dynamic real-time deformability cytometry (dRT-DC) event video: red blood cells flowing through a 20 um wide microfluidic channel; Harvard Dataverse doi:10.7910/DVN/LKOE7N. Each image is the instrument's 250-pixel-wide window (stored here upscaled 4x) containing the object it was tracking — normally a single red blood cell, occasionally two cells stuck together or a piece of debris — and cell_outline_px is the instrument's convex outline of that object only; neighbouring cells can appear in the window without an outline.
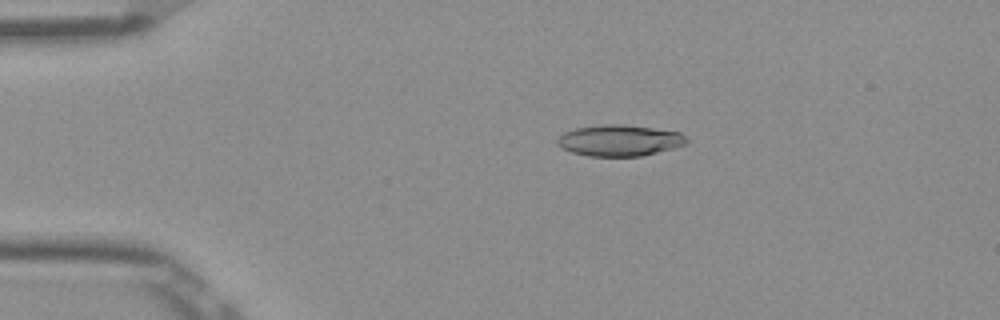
{"species": "Egyptian fruit bat (a non-hibernating species)", "species_latin": "Rousettus aegyptiacus", "temperature_condition": "room temperature", "stored_images_in_passage": 52, "camera_frame_rate_fps": 3000, "um_per_image_px": 0.085, "frame": {"image": 1, "passage_image": 10, "time_ms": 3.0, "image_size_px": [1000, 320], "cell_outline_px": [[688, 144], [640, 156], [588, 156], [572, 152], [556, 144], [556, 140], [564, 132], [576, 128], [604, 124], [624, 124], [680, 132], [688, 140]], "centroid_in_image_um": [52.65, 11.93], "position_along_channel_um": 32.3, "area_um2": 23.35}}
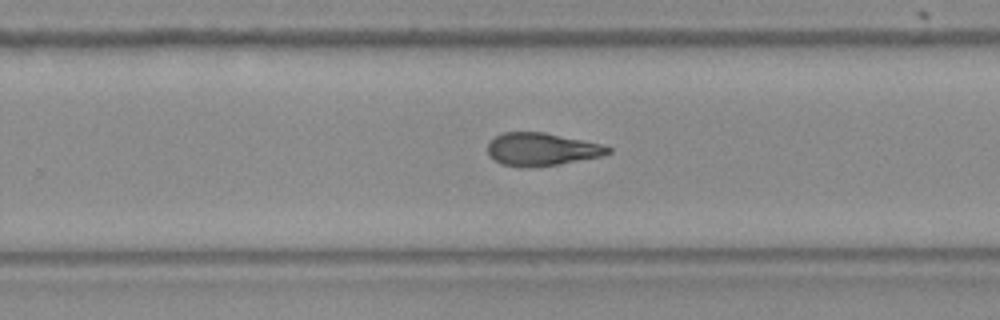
{"frame": {"image": 2, "passage_image": 33, "time_ms": 10.667, "image_size_px": [1000, 320], "cell_outline_px": [[612, 152], [600, 156], [560, 164], [532, 168], [528, 168], [500, 164], [488, 152], [488, 140], [504, 132], [544, 132], [604, 144], [612, 148]], "centroid_in_image_um": [46.06, 12.69], "position_along_channel_um": 283.7, "area_um2": 23.18}}
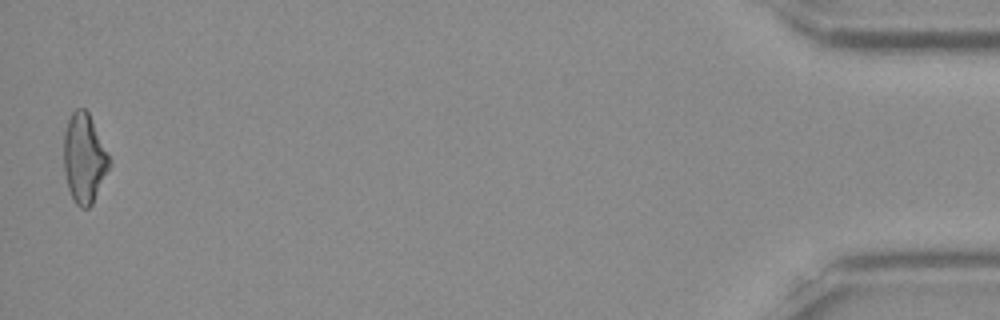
{"frame": {"image": 3, "passage_image": 51, "time_ms": 16.667, "image_size_px": [1000, 320], "cell_outline_px": [[112, 164], [92, 204], [88, 208], [80, 208], [76, 204], [68, 188], [64, 172], [64, 132], [68, 120], [72, 112], [76, 108], [84, 108], [88, 112], [112, 160]], "centroid_in_image_um": [7.17, 13.46], "position_along_channel_um": 428.0, "area_um2": 23.87}, "authors_computed_cell_mechanics": {"area_um2": 23.3801, "velocity_mm_per_s": 3.913, "shape_relaxation_time_tau1_ms": null, "shape_relaxation_time_tau2_ms": 5.0731, "deformation_change_tau1": null, "deformation_change_tau2": 0.1538}}